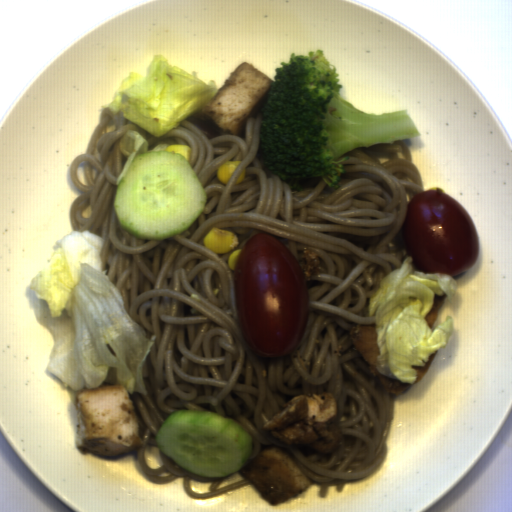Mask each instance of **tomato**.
<instances>
[{
  "mask_svg": "<svg viewBox=\"0 0 512 512\" xmlns=\"http://www.w3.org/2000/svg\"><path fill=\"white\" fill-rule=\"evenodd\" d=\"M233 278L248 348L270 359L287 356L304 336L310 312L297 258L272 236H253L239 253Z\"/></svg>",
  "mask_w": 512,
  "mask_h": 512,
  "instance_id": "512abeb7",
  "label": "tomato"
},
{
  "mask_svg": "<svg viewBox=\"0 0 512 512\" xmlns=\"http://www.w3.org/2000/svg\"><path fill=\"white\" fill-rule=\"evenodd\" d=\"M416 270L455 277L475 266L478 232L461 205L445 192L423 190L407 203L402 225Z\"/></svg>",
  "mask_w": 512,
  "mask_h": 512,
  "instance_id": "da07e99c",
  "label": "tomato"
}]
</instances>
